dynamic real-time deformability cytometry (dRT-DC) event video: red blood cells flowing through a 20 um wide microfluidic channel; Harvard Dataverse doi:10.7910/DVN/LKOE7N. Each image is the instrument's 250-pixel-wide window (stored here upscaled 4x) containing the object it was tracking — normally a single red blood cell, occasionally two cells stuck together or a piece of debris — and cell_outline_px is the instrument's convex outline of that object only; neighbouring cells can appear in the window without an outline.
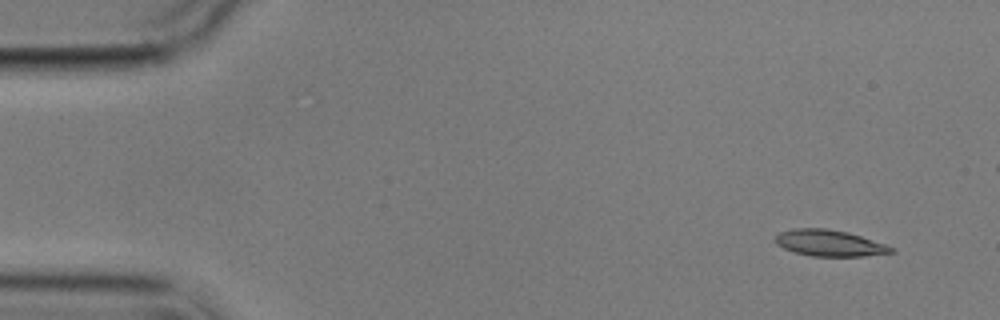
{"species": "common noctule bat (a hibernating species)", "species_latin": "Nyctalus noctula", "temperature_condition": "cold", "stored_images_in_passage": 5, "camera_frame_rate_fps": 3000, "um_per_image_px": 0.085, "animal": {"sex": "male", "body_mass_g": 17.9}, "frame": {"image": 1, "passage_image": 1, "time_ms": 0.0, "image_size_px": [1000, 320], "cell_outline_px": [[896, 252], [864, 256], [812, 256], [796, 252], [784, 248], [776, 244], [776, 236], [780, 232], [792, 228], [828, 228], [848, 232], [896, 248]], "centroid_in_image_um": [70.52, 20.66], "position_along_channel_um": 14.5, "area_um2": 17.69}}